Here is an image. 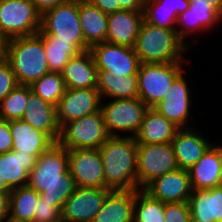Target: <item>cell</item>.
<instances>
[{
    "mask_svg": "<svg viewBox=\"0 0 222 222\" xmlns=\"http://www.w3.org/2000/svg\"><path fill=\"white\" fill-rule=\"evenodd\" d=\"M27 186L62 211L65 201L77 188L69 172L68 150L56 142L44 151L29 172Z\"/></svg>",
    "mask_w": 222,
    "mask_h": 222,
    "instance_id": "6da1fadb",
    "label": "cell"
},
{
    "mask_svg": "<svg viewBox=\"0 0 222 222\" xmlns=\"http://www.w3.org/2000/svg\"><path fill=\"white\" fill-rule=\"evenodd\" d=\"M103 162L105 188L112 191L139 190L137 142L134 137L110 136L99 148Z\"/></svg>",
    "mask_w": 222,
    "mask_h": 222,
    "instance_id": "7a4b0ae2",
    "label": "cell"
},
{
    "mask_svg": "<svg viewBox=\"0 0 222 222\" xmlns=\"http://www.w3.org/2000/svg\"><path fill=\"white\" fill-rule=\"evenodd\" d=\"M4 58L11 65L20 85H31L49 73L42 36L15 37L2 43Z\"/></svg>",
    "mask_w": 222,
    "mask_h": 222,
    "instance_id": "3957f363",
    "label": "cell"
},
{
    "mask_svg": "<svg viewBox=\"0 0 222 222\" xmlns=\"http://www.w3.org/2000/svg\"><path fill=\"white\" fill-rule=\"evenodd\" d=\"M133 48L140 63L182 62L185 53L191 49L180 39L176 30L159 28L144 20Z\"/></svg>",
    "mask_w": 222,
    "mask_h": 222,
    "instance_id": "277c9868",
    "label": "cell"
},
{
    "mask_svg": "<svg viewBox=\"0 0 222 222\" xmlns=\"http://www.w3.org/2000/svg\"><path fill=\"white\" fill-rule=\"evenodd\" d=\"M40 35L71 41L81 52L89 51L79 21V0H66L41 15Z\"/></svg>",
    "mask_w": 222,
    "mask_h": 222,
    "instance_id": "5b68a950",
    "label": "cell"
},
{
    "mask_svg": "<svg viewBox=\"0 0 222 222\" xmlns=\"http://www.w3.org/2000/svg\"><path fill=\"white\" fill-rule=\"evenodd\" d=\"M41 14L32 0H0V41L39 32Z\"/></svg>",
    "mask_w": 222,
    "mask_h": 222,
    "instance_id": "8992f818",
    "label": "cell"
},
{
    "mask_svg": "<svg viewBox=\"0 0 222 222\" xmlns=\"http://www.w3.org/2000/svg\"><path fill=\"white\" fill-rule=\"evenodd\" d=\"M182 62L140 63L138 69V98L149 108L167 96L172 82L185 70Z\"/></svg>",
    "mask_w": 222,
    "mask_h": 222,
    "instance_id": "52a82bcc",
    "label": "cell"
},
{
    "mask_svg": "<svg viewBox=\"0 0 222 222\" xmlns=\"http://www.w3.org/2000/svg\"><path fill=\"white\" fill-rule=\"evenodd\" d=\"M110 137L101 110L65 123L58 143L67 150L99 149Z\"/></svg>",
    "mask_w": 222,
    "mask_h": 222,
    "instance_id": "ba28073f",
    "label": "cell"
},
{
    "mask_svg": "<svg viewBox=\"0 0 222 222\" xmlns=\"http://www.w3.org/2000/svg\"><path fill=\"white\" fill-rule=\"evenodd\" d=\"M148 108L140 98H123L101 103L100 110L110 136H119L118 133L127 136L126 133H130L128 136L134 137Z\"/></svg>",
    "mask_w": 222,
    "mask_h": 222,
    "instance_id": "9c48e42d",
    "label": "cell"
},
{
    "mask_svg": "<svg viewBox=\"0 0 222 222\" xmlns=\"http://www.w3.org/2000/svg\"><path fill=\"white\" fill-rule=\"evenodd\" d=\"M179 168L171 143L137 144L138 187Z\"/></svg>",
    "mask_w": 222,
    "mask_h": 222,
    "instance_id": "30bf717a",
    "label": "cell"
},
{
    "mask_svg": "<svg viewBox=\"0 0 222 222\" xmlns=\"http://www.w3.org/2000/svg\"><path fill=\"white\" fill-rule=\"evenodd\" d=\"M221 21L222 14L212 6L210 0H190L189 8L178 15V27L175 30L180 39L190 47L189 37L194 38L191 35L210 32L218 23H222Z\"/></svg>",
    "mask_w": 222,
    "mask_h": 222,
    "instance_id": "8fae6325",
    "label": "cell"
},
{
    "mask_svg": "<svg viewBox=\"0 0 222 222\" xmlns=\"http://www.w3.org/2000/svg\"><path fill=\"white\" fill-rule=\"evenodd\" d=\"M89 51L97 70H105L108 74L124 77L138 73L140 61L133 47L103 42L92 46Z\"/></svg>",
    "mask_w": 222,
    "mask_h": 222,
    "instance_id": "7c38bea8",
    "label": "cell"
},
{
    "mask_svg": "<svg viewBox=\"0 0 222 222\" xmlns=\"http://www.w3.org/2000/svg\"><path fill=\"white\" fill-rule=\"evenodd\" d=\"M68 167L77 187L105 188L99 149L68 150Z\"/></svg>",
    "mask_w": 222,
    "mask_h": 222,
    "instance_id": "4fadbf2b",
    "label": "cell"
},
{
    "mask_svg": "<svg viewBox=\"0 0 222 222\" xmlns=\"http://www.w3.org/2000/svg\"><path fill=\"white\" fill-rule=\"evenodd\" d=\"M102 102L96 88H67L56 105L60 127L69 121L100 111Z\"/></svg>",
    "mask_w": 222,
    "mask_h": 222,
    "instance_id": "5bb4252c",
    "label": "cell"
},
{
    "mask_svg": "<svg viewBox=\"0 0 222 222\" xmlns=\"http://www.w3.org/2000/svg\"><path fill=\"white\" fill-rule=\"evenodd\" d=\"M182 72L173 82L167 96L160 101L155 107L161 115L167 118L170 122L174 123L178 128H191L188 124L191 113V89L185 81L186 78ZM190 89V90H189Z\"/></svg>",
    "mask_w": 222,
    "mask_h": 222,
    "instance_id": "9a60e30c",
    "label": "cell"
},
{
    "mask_svg": "<svg viewBox=\"0 0 222 222\" xmlns=\"http://www.w3.org/2000/svg\"><path fill=\"white\" fill-rule=\"evenodd\" d=\"M109 188L77 187L62 208V217L70 222H92L101 209Z\"/></svg>",
    "mask_w": 222,
    "mask_h": 222,
    "instance_id": "2e32d148",
    "label": "cell"
},
{
    "mask_svg": "<svg viewBox=\"0 0 222 222\" xmlns=\"http://www.w3.org/2000/svg\"><path fill=\"white\" fill-rule=\"evenodd\" d=\"M143 190L164 203L188 202L193 192L188 170L181 168L152 180Z\"/></svg>",
    "mask_w": 222,
    "mask_h": 222,
    "instance_id": "e0dca14e",
    "label": "cell"
},
{
    "mask_svg": "<svg viewBox=\"0 0 222 222\" xmlns=\"http://www.w3.org/2000/svg\"><path fill=\"white\" fill-rule=\"evenodd\" d=\"M179 168L189 170L213 145L195 127L181 128L171 141Z\"/></svg>",
    "mask_w": 222,
    "mask_h": 222,
    "instance_id": "ac0fdd59",
    "label": "cell"
},
{
    "mask_svg": "<svg viewBox=\"0 0 222 222\" xmlns=\"http://www.w3.org/2000/svg\"><path fill=\"white\" fill-rule=\"evenodd\" d=\"M142 22L143 11L119 10L108 14L106 42L134 47Z\"/></svg>",
    "mask_w": 222,
    "mask_h": 222,
    "instance_id": "d6986e66",
    "label": "cell"
},
{
    "mask_svg": "<svg viewBox=\"0 0 222 222\" xmlns=\"http://www.w3.org/2000/svg\"><path fill=\"white\" fill-rule=\"evenodd\" d=\"M22 120L47 134L55 143L58 142L61 127L57 120L56 106L44 101L33 92L29 94Z\"/></svg>",
    "mask_w": 222,
    "mask_h": 222,
    "instance_id": "ffe728a7",
    "label": "cell"
},
{
    "mask_svg": "<svg viewBox=\"0 0 222 222\" xmlns=\"http://www.w3.org/2000/svg\"><path fill=\"white\" fill-rule=\"evenodd\" d=\"M13 138V151L33 155L36 159L47 151L55 142L44 132L20 120L9 121Z\"/></svg>",
    "mask_w": 222,
    "mask_h": 222,
    "instance_id": "44dd1931",
    "label": "cell"
},
{
    "mask_svg": "<svg viewBox=\"0 0 222 222\" xmlns=\"http://www.w3.org/2000/svg\"><path fill=\"white\" fill-rule=\"evenodd\" d=\"M222 164V145H212L189 170L193 190L217 187Z\"/></svg>",
    "mask_w": 222,
    "mask_h": 222,
    "instance_id": "7402d4cb",
    "label": "cell"
},
{
    "mask_svg": "<svg viewBox=\"0 0 222 222\" xmlns=\"http://www.w3.org/2000/svg\"><path fill=\"white\" fill-rule=\"evenodd\" d=\"M179 129L157 110L148 108L134 138L137 144L171 143Z\"/></svg>",
    "mask_w": 222,
    "mask_h": 222,
    "instance_id": "603a6c76",
    "label": "cell"
},
{
    "mask_svg": "<svg viewBox=\"0 0 222 222\" xmlns=\"http://www.w3.org/2000/svg\"><path fill=\"white\" fill-rule=\"evenodd\" d=\"M36 158L33 155L10 151L0 154V177L12 190L27 186L29 172L34 168Z\"/></svg>",
    "mask_w": 222,
    "mask_h": 222,
    "instance_id": "cb8c5ba5",
    "label": "cell"
},
{
    "mask_svg": "<svg viewBox=\"0 0 222 222\" xmlns=\"http://www.w3.org/2000/svg\"><path fill=\"white\" fill-rule=\"evenodd\" d=\"M135 190L111 191L92 222H134Z\"/></svg>",
    "mask_w": 222,
    "mask_h": 222,
    "instance_id": "d4e9b609",
    "label": "cell"
},
{
    "mask_svg": "<svg viewBox=\"0 0 222 222\" xmlns=\"http://www.w3.org/2000/svg\"><path fill=\"white\" fill-rule=\"evenodd\" d=\"M188 205L192 221L222 222V189L193 190Z\"/></svg>",
    "mask_w": 222,
    "mask_h": 222,
    "instance_id": "484cf974",
    "label": "cell"
},
{
    "mask_svg": "<svg viewBox=\"0 0 222 222\" xmlns=\"http://www.w3.org/2000/svg\"><path fill=\"white\" fill-rule=\"evenodd\" d=\"M66 88H96L97 67L90 51L81 52L61 72Z\"/></svg>",
    "mask_w": 222,
    "mask_h": 222,
    "instance_id": "4316f807",
    "label": "cell"
},
{
    "mask_svg": "<svg viewBox=\"0 0 222 222\" xmlns=\"http://www.w3.org/2000/svg\"><path fill=\"white\" fill-rule=\"evenodd\" d=\"M102 101L123 98H138V75L108 74L105 70H97V86Z\"/></svg>",
    "mask_w": 222,
    "mask_h": 222,
    "instance_id": "83f0119b",
    "label": "cell"
},
{
    "mask_svg": "<svg viewBox=\"0 0 222 222\" xmlns=\"http://www.w3.org/2000/svg\"><path fill=\"white\" fill-rule=\"evenodd\" d=\"M79 21L89 48L106 42L108 14L85 0H79Z\"/></svg>",
    "mask_w": 222,
    "mask_h": 222,
    "instance_id": "f1b7e54d",
    "label": "cell"
},
{
    "mask_svg": "<svg viewBox=\"0 0 222 222\" xmlns=\"http://www.w3.org/2000/svg\"><path fill=\"white\" fill-rule=\"evenodd\" d=\"M39 197V193L29 186L12 189L9 194L8 222H33Z\"/></svg>",
    "mask_w": 222,
    "mask_h": 222,
    "instance_id": "f546056e",
    "label": "cell"
},
{
    "mask_svg": "<svg viewBox=\"0 0 222 222\" xmlns=\"http://www.w3.org/2000/svg\"><path fill=\"white\" fill-rule=\"evenodd\" d=\"M50 72H62L64 66L81 51L71 41L58 40L52 35H41Z\"/></svg>",
    "mask_w": 222,
    "mask_h": 222,
    "instance_id": "4dcf8cb0",
    "label": "cell"
},
{
    "mask_svg": "<svg viewBox=\"0 0 222 222\" xmlns=\"http://www.w3.org/2000/svg\"><path fill=\"white\" fill-rule=\"evenodd\" d=\"M165 203L143 189L135 190L134 222H165Z\"/></svg>",
    "mask_w": 222,
    "mask_h": 222,
    "instance_id": "1f68e13d",
    "label": "cell"
},
{
    "mask_svg": "<svg viewBox=\"0 0 222 222\" xmlns=\"http://www.w3.org/2000/svg\"><path fill=\"white\" fill-rule=\"evenodd\" d=\"M32 92L44 101L56 106L65 94L66 84L60 72H49L31 85Z\"/></svg>",
    "mask_w": 222,
    "mask_h": 222,
    "instance_id": "d6a6232c",
    "label": "cell"
},
{
    "mask_svg": "<svg viewBox=\"0 0 222 222\" xmlns=\"http://www.w3.org/2000/svg\"><path fill=\"white\" fill-rule=\"evenodd\" d=\"M31 92L32 90L29 85L18 84L0 102V119L5 121L22 119Z\"/></svg>",
    "mask_w": 222,
    "mask_h": 222,
    "instance_id": "836d02e7",
    "label": "cell"
},
{
    "mask_svg": "<svg viewBox=\"0 0 222 222\" xmlns=\"http://www.w3.org/2000/svg\"><path fill=\"white\" fill-rule=\"evenodd\" d=\"M178 14L167 8H159L157 0H145L143 8V20L150 25L175 30Z\"/></svg>",
    "mask_w": 222,
    "mask_h": 222,
    "instance_id": "e575fe53",
    "label": "cell"
},
{
    "mask_svg": "<svg viewBox=\"0 0 222 222\" xmlns=\"http://www.w3.org/2000/svg\"><path fill=\"white\" fill-rule=\"evenodd\" d=\"M165 222H191L188 202L165 203Z\"/></svg>",
    "mask_w": 222,
    "mask_h": 222,
    "instance_id": "d590c367",
    "label": "cell"
},
{
    "mask_svg": "<svg viewBox=\"0 0 222 222\" xmlns=\"http://www.w3.org/2000/svg\"><path fill=\"white\" fill-rule=\"evenodd\" d=\"M18 85L11 65L4 58L0 62V102Z\"/></svg>",
    "mask_w": 222,
    "mask_h": 222,
    "instance_id": "8d00e7d4",
    "label": "cell"
},
{
    "mask_svg": "<svg viewBox=\"0 0 222 222\" xmlns=\"http://www.w3.org/2000/svg\"><path fill=\"white\" fill-rule=\"evenodd\" d=\"M62 216V211L48 202L39 197V203L36 207L33 222H52L59 219Z\"/></svg>",
    "mask_w": 222,
    "mask_h": 222,
    "instance_id": "74e56055",
    "label": "cell"
},
{
    "mask_svg": "<svg viewBox=\"0 0 222 222\" xmlns=\"http://www.w3.org/2000/svg\"><path fill=\"white\" fill-rule=\"evenodd\" d=\"M13 138L9 121L0 119V154L12 151Z\"/></svg>",
    "mask_w": 222,
    "mask_h": 222,
    "instance_id": "f35d334b",
    "label": "cell"
},
{
    "mask_svg": "<svg viewBox=\"0 0 222 222\" xmlns=\"http://www.w3.org/2000/svg\"><path fill=\"white\" fill-rule=\"evenodd\" d=\"M159 8H167L175 11L178 15L187 10L190 6V0H157Z\"/></svg>",
    "mask_w": 222,
    "mask_h": 222,
    "instance_id": "ab89813d",
    "label": "cell"
},
{
    "mask_svg": "<svg viewBox=\"0 0 222 222\" xmlns=\"http://www.w3.org/2000/svg\"><path fill=\"white\" fill-rule=\"evenodd\" d=\"M90 4L96 6L105 14H111L119 11V3L117 0H85Z\"/></svg>",
    "mask_w": 222,
    "mask_h": 222,
    "instance_id": "60d3db41",
    "label": "cell"
},
{
    "mask_svg": "<svg viewBox=\"0 0 222 222\" xmlns=\"http://www.w3.org/2000/svg\"><path fill=\"white\" fill-rule=\"evenodd\" d=\"M66 0H32L37 11L42 15L46 11L55 8L57 5L62 4Z\"/></svg>",
    "mask_w": 222,
    "mask_h": 222,
    "instance_id": "b9f144b4",
    "label": "cell"
},
{
    "mask_svg": "<svg viewBox=\"0 0 222 222\" xmlns=\"http://www.w3.org/2000/svg\"><path fill=\"white\" fill-rule=\"evenodd\" d=\"M119 10L143 11L145 0H117Z\"/></svg>",
    "mask_w": 222,
    "mask_h": 222,
    "instance_id": "7bdbcfd3",
    "label": "cell"
},
{
    "mask_svg": "<svg viewBox=\"0 0 222 222\" xmlns=\"http://www.w3.org/2000/svg\"><path fill=\"white\" fill-rule=\"evenodd\" d=\"M9 219V194H0V222Z\"/></svg>",
    "mask_w": 222,
    "mask_h": 222,
    "instance_id": "ee69618b",
    "label": "cell"
},
{
    "mask_svg": "<svg viewBox=\"0 0 222 222\" xmlns=\"http://www.w3.org/2000/svg\"><path fill=\"white\" fill-rule=\"evenodd\" d=\"M11 189L4 183L0 177V194H10Z\"/></svg>",
    "mask_w": 222,
    "mask_h": 222,
    "instance_id": "f6af8a7d",
    "label": "cell"
},
{
    "mask_svg": "<svg viewBox=\"0 0 222 222\" xmlns=\"http://www.w3.org/2000/svg\"><path fill=\"white\" fill-rule=\"evenodd\" d=\"M210 2L222 14V0H210Z\"/></svg>",
    "mask_w": 222,
    "mask_h": 222,
    "instance_id": "bcb514c9",
    "label": "cell"
},
{
    "mask_svg": "<svg viewBox=\"0 0 222 222\" xmlns=\"http://www.w3.org/2000/svg\"><path fill=\"white\" fill-rule=\"evenodd\" d=\"M217 187L222 189V164H221V170H220V174H219Z\"/></svg>",
    "mask_w": 222,
    "mask_h": 222,
    "instance_id": "7dc6e473",
    "label": "cell"
},
{
    "mask_svg": "<svg viewBox=\"0 0 222 222\" xmlns=\"http://www.w3.org/2000/svg\"><path fill=\"white\" fill-rule=\"evenodd\" d=\"M52 222H70L68 219H65V218H63L62 216L59 218V219H57V220H54V221H52Z\"/></svg>",
    "mask_w": 222,
    "mask_h": 222,
    "instance_id": "c3c4849f",
    "label": "cell"
},
{
    "mask_svg": "<svg viewBox=\"0 0 222 222\" xmlns=\"http://www.w3.org/2000/svg\"><path fill=\"white\" fill-rule=\"evenodd\" d=\"M4 59V52L2 47L0 48V62Z\"/></svg>",
    "mask_w": 222,
    "mask_h": 222,
    "instance_id": "681fc988",
    "label": "cell"
}]
</instances>
